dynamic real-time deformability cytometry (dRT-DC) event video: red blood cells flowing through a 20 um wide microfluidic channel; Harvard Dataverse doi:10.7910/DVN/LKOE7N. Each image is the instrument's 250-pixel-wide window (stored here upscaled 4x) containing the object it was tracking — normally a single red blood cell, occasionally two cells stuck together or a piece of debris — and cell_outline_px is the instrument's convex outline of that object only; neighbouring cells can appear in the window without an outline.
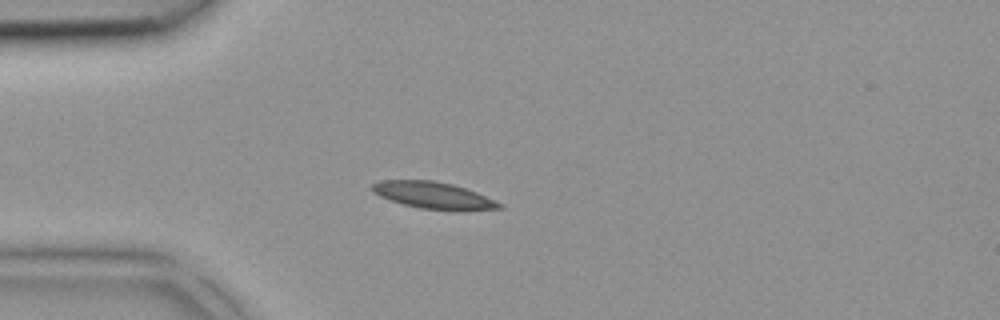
{"species": "common noctule bat (a hibernating species)", "species_latin": "Nyctalus noctula", "temperature_condition": "room temperature", "stored_images_in_passage": 2, "camera_frame_rate_fps": 3000, "um_per_image_px": 0.085, "animal": {"sex": "female", "body_mass_g": 18.4}, "frame": {"image": 1, "passage_image": 2, "time_ms": 0.333, "image_size_px": [1000, 320], "cell_outline_px": [[504, 208], [464, 212], [460, 212], [420, 208], [404, 204], [380, 196], [372, 192], [368, 188], [372, 184], [384, 180], [432, 180], [452, 184], [476, 192], [504, 204]], "centroid_in_image_um": [36.9, 16.63], "position_along_channel_um": 48.1, "area_um2": 20.17}}